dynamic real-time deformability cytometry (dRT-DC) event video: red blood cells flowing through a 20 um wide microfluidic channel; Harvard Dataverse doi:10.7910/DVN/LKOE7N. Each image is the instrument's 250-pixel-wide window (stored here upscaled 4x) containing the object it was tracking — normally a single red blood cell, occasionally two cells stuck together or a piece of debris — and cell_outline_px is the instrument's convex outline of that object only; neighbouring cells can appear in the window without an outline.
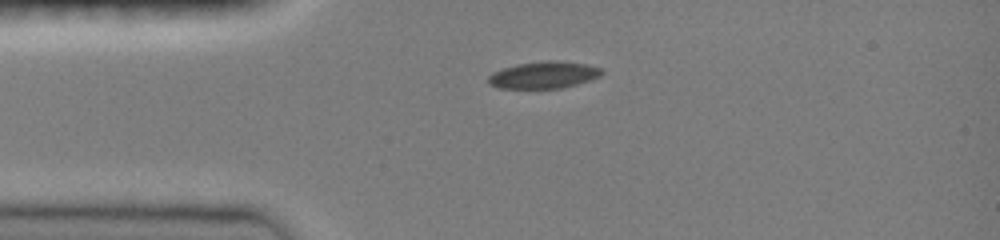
{"species": "common noctule bat (a hibernating species)", "species_latin": "Nyctalus noctula", "temperature_condition": "room temperature", "stored_images_in_passage": 3, "camera_frame_rate_fps": 3000, "um_per_image_px": 0.085, "animal": {"sex": "female", "body_mass_g": 19.0, "forearm_length_mm": 51.5}, "frame": {"image": 1, "passage_image": 1, "time_ms": 0.0, "image_size_px": [1000, 240], "cell_outline_px": [[604, 72], [600, 76], [576, 84], [560, 88], [496, 88], [488, 84], [488, 76], [492, 72], [516, 64], [544, 60], [556, 60], [584, 64], [604, 68]], "centroid_in_image_um": [46.2, 6.36], "position_along_channel_um": 38.8, "area_um2": 17.86}}